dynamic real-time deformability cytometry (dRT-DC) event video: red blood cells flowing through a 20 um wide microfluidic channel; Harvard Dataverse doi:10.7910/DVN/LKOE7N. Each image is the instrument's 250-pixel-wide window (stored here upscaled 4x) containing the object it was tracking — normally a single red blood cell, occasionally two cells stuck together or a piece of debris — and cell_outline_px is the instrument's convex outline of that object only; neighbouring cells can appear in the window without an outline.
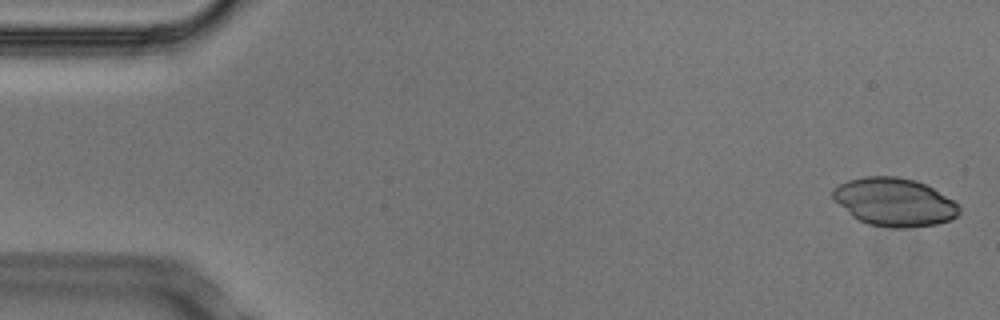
{"species": "Egyptian fruit bat (a non-hibernating species)", "species_latin": "Rousettus aegyptiacus", "temperature_condition": "cold", "stored_images_in_passage": 53, "camera_frame_rate_fps": 3000, "um_per_image_px": 0.085, "animal": {"sex": "male"}, "frame": {"image": 1, "passage_image": 2, "time_ms": 0.333, "image_size_px": [1000, 320], "cell_outline_px": [[960, 212], [956, 216], [948, 220], [936, 224], [904, 228], [892, 228], [868, 224], [852, 216], [832, 196], [832, 188], [848, 180], [864, 176], [896, 176], [916, 180], [932, 188], [960, 204]], "centroid_in_image_um": [76.03, 17.17], "position_along_channel_um": 9.0, "area_um2": 35.26}}